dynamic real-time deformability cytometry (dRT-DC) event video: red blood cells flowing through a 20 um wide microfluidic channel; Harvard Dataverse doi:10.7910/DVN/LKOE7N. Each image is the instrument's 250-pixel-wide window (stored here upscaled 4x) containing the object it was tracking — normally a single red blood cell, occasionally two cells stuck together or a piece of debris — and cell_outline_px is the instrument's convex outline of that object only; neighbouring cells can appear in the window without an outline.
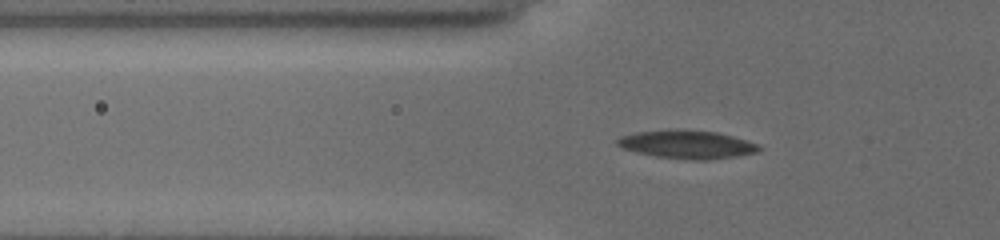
{"species": "common noctule bat (a hibernating species)", "species_latin": "Nyctalus noctula", "temperature_condition": "cold", "stored_images_in_passage": 39, "camera_frame_rate_fps": 3000, "um_per_image_px": 0.085, "animal": {"sex": "female", "body_mass_g": 19.5, "forearm_length_mm": 54.1}, "frame": {"image": 1, "passage_image": 7, "time_ms": 2.0, "image_size_px": [1000, 240], "cell_outline_px": [[760, 152], [736, 156], [708, 160], [692, 160], [656, 156], [636, 152], [624, 148], [616, 144], [616, 140], [620, 136], [636, 132], [676, 128], [716, 132], [732, 136], [760, 144]], "centroid_in_image_um": [58.41, 12.26], "position_along_channel_um": 67.4, "area_um2": 23.52}}
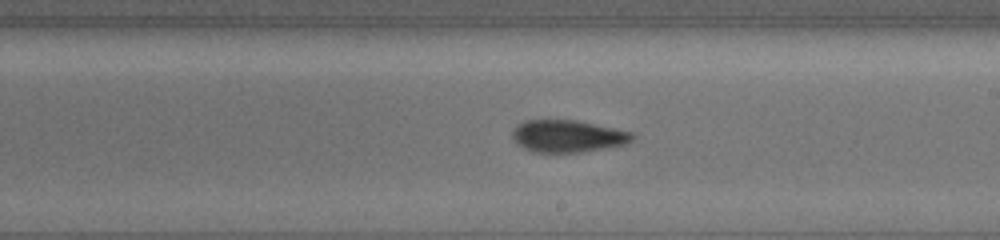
{"frame": {"image": 2, "passage_image": 21, "time_ms": 6.667, "image_size_px": [1000, 240], "cell_outline_px": [[636, 136], [628, 144], [584, 152], [532, 152], [516, 144], [512, 136], [512, 132], [516, 124], [524, 120], [576, 120], [632, 132]], "centroid_in_image_um": [48.25, 11.57], "position_along_channel_um": 240.8, "area_um2": 22.72}}
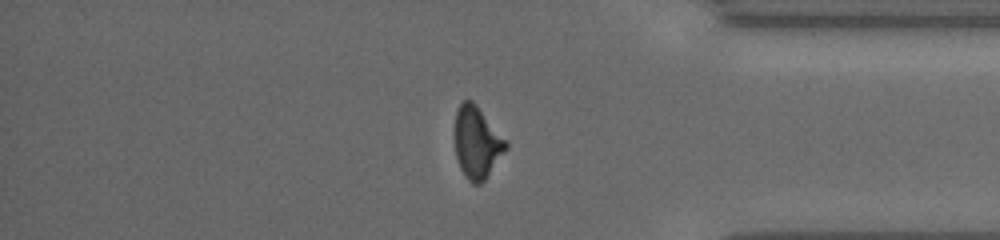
{"frame": {"image": 3, "passage_image": 34, "time_ms": 11.0, "image_size_px": [1000, 240], "cell_outline_px": [[508, 148], [484, 180], [480, 184], [472, 184], [468, 180], [460, 168], [456, 156], [452, 132], [456, 112], [460, 104], [464, 100], [472, 100], [476, 104], [508, 140]], "centroid_in_image_um": [40.52, 12.09], "position_along_channel_um": 394.7, "area_um2": 21.96}}